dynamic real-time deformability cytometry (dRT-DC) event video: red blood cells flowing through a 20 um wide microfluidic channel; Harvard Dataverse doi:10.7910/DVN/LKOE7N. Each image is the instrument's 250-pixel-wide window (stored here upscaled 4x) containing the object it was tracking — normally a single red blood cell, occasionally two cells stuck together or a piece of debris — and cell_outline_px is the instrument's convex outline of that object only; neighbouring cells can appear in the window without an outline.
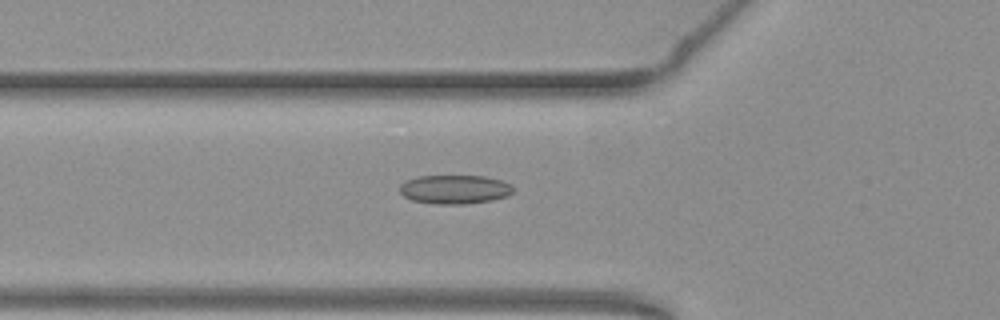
{"species": "common noctule bat (a hibernating species)", "species_latin": "Nyctalus noctula", "temperature_condition": "warm", "stored_images_in_passage": 40, "camera_frame_rate_fps": 3000, "um_per_image_px": 0.085, "animal": {"sex": "female", "body_mass_g": 19.3, "forearm_length_mm": 54.1}, "frame": {"image": 1, "passage_image": 5, "time_ms": 1.333, "image_size_px": [1000, 320], "cell_outline_px": [[512, 192], [508, 196], [492, 200], [464, 204], [436, 204], [412, 200], [404, 196], [400, 192], [400, 184], [408, 180], [420, 176], [484, 176], [500, 180], [512, 184]], "centroid_in_image_um": [38.66, 16.1], "position_along_channel_um": 87.1, "area_um2": 19.02}}
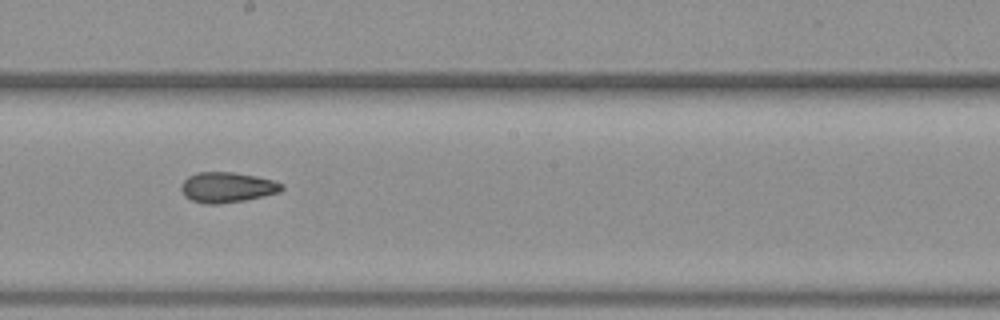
{"frame": {"image": 2, "passage_image": 16, "time_ms": 5.0, "image_size_px": [1000, 320], "cell_outline_px": [[284, 188], [280, 192], [244, 200], [216, 204], [204, 204], [192, 200], [184, 196], [180, 188], [180, 184], [188, 176], [196, 172], [232, 172], [256, 176], [272, 180], [284, 184]], "centroid_in_image_um": [19.28, 15.91], "position_along_channel_um": 228.9, "area_um2": 17.8}}
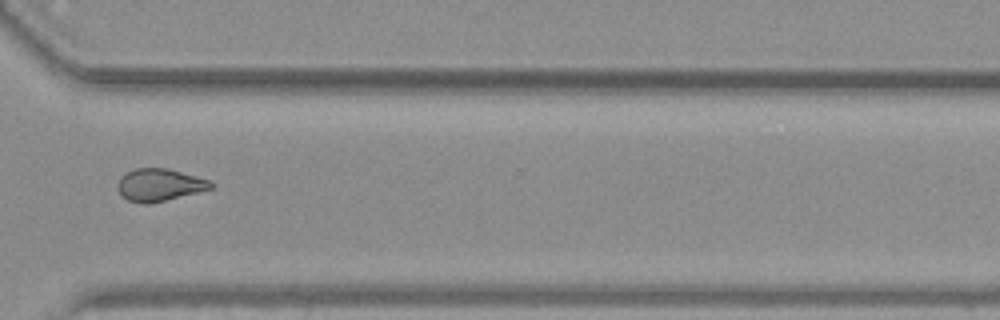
{"frame": {"image": 3, "passage_image": 26, "time_ms": 8.333, "image_size_px": [1000, 320], "cell_outline_px": [[212, 188], [164, 200], [144, 204], [128, 200], [116, 188], [116, 184], [120, 176], [136, 168], [164, 168], [212, 180]], "centroid_in_image_um": [13.52, 15.7], "position_along_channel_um": 357.1, "area_um2": 17.22}, "authors_computed_cell_mechanics": {"area_um2": 17.6868, "velocity_mm_per_s": 3.8456, "shape_relaxation_time_tau1_ms": null, "shape_relaxation_time_tau2_ms": 4.4797, "deformation_change_tau1": null, "deformation_change_tau2": 0.1066}}